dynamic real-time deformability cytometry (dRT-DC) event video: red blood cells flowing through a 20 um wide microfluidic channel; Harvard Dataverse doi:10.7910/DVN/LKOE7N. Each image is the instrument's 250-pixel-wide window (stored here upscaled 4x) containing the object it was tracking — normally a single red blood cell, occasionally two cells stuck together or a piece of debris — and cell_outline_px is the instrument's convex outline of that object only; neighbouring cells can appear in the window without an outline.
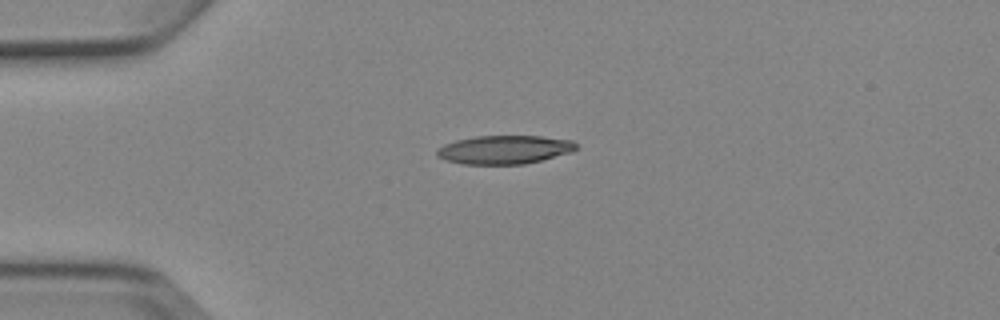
{"species": "Egyptian fruit bat (a non-hibernating species)", "species_latin": "Rousettus aegyptiacus", "temperature_condition": "cold", "stored_images_in_passage": 2, "camera_frame_rate_fps": 3000, "um_per_image_px": 0.085, "animal": {"sex": "female"}, "frame": {"image": 1, "passage_image": 1, "time_ms": 0.0, "image_size_px": [1000, 320], "cell_outline_px": [[576, 148], [572, 152], [524, 164], [464, 164], [448, 160], [436, 156], [436, 148], [444, 144], [456, 140], [476, 136], [540, 136], [572, 140], [576, 144]], "centroid_in_image_um": [42.85, 12.71], "position_along_channel_um": 42.1, "area_um2": 23.06}}